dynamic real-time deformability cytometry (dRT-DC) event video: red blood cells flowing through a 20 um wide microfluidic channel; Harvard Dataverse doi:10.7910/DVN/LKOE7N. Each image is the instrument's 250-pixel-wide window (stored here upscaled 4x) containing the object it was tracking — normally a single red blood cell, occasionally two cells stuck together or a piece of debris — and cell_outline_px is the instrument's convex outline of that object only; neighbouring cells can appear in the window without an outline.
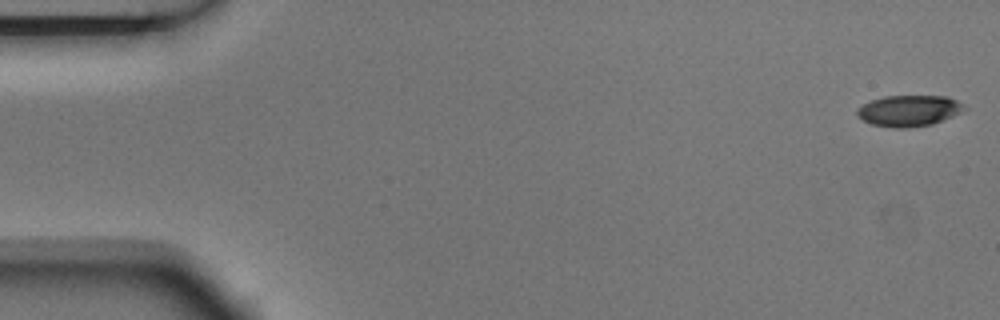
{"species": "Egyptian fruit bat (a non-hibernating species)", "species_latin": "Rousettus aegyptiacus", "temperature_condition": "room temperature", "stored_images_in_passage": 5, "camera_frame_rate_fps": 3000, "um_per_image_px": 0.085, "animal": {"sex": "male"}, "frame": {"image": 1, "passage_image": 1, "time_ms": 0.0, "image_size_px": [1000, 320], "cell_outline_px": [[968, 108], [952, 116], [932, 124], [908, 128], [892, 128], [872, 124], [864, 120], [856, 112], [864, 104], [872, 100], [884, 96], [948, 96], [964, 104]], "centroid_in_image_um": [77.31, 9.41], "position_along_channel_um": 7.7, "area_um2": 19.25}}
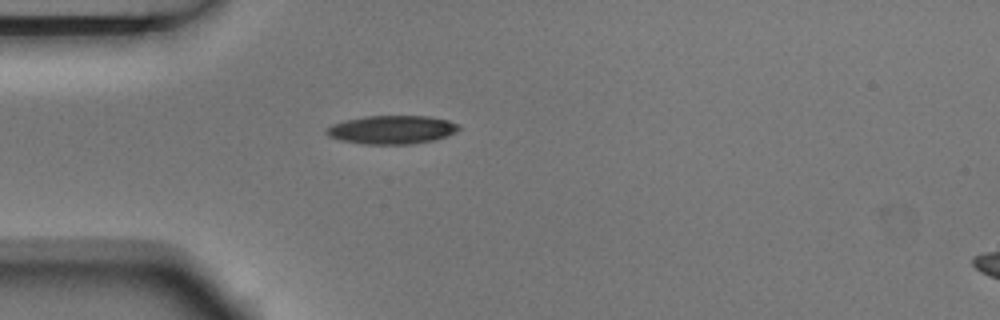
{"frame": {"image": 2, "passage_image": 5, "time_ms": 1.333, "image_size_px": [1000, 320], "cell_outline_px": [[460, 128], [456, 132], [448, 136], [432, 140], [408, 144], [364, 144], [340, 140], [328, 136], [324, 132], [332, 124], [344, 120], [364, 116], [428, 116], [448, 120], [460, 124]], "centroid_in_image_um": [33.31, 11.02], "position_along_channel_um": 51.7, "area_um2": 22.02}}